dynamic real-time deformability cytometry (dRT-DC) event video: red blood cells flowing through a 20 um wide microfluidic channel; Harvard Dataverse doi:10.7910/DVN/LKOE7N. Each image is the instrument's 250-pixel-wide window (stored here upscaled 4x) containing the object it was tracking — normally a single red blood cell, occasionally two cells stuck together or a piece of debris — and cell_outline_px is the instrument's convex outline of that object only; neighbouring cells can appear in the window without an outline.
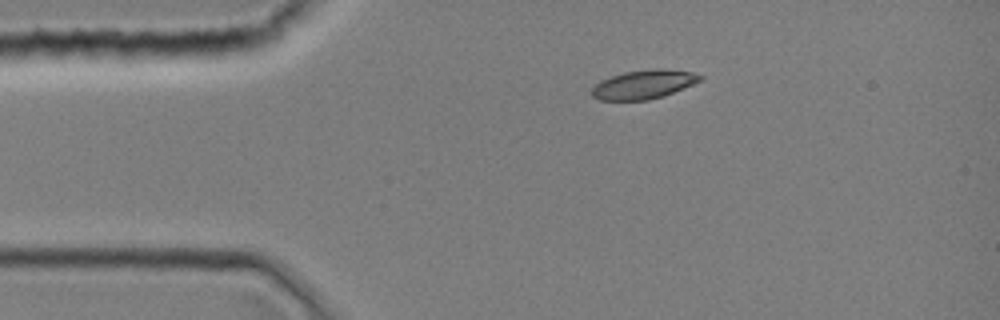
{"species": "common noctule bat (a hibernating species)", "species_latin": "Nyctalus noctula", "temperature_condition": "room temperature", "stored_images_in_passage": 1, "camera_frame_rate_fps": 3000, "um_per_image_px": 0.085, "animal": {"sex": "female", "body_mass_g": 19.0, "forearm_length_mm": 51.5}, "frame": {"image": 1, "passage_image": 1, "time_ms": 0.0, "image_size_px": [1000, 320], "cell_outline_px": [[704, 76], [700, 80], [692, 84], [664, 96], [648, 100], [600, 100], [592, 96], [592, 88], [600, 80], [624, 72], [656, 68], [660, 68], [696, 72]], "centroid_in_image_um": [54.72, 7.17], "position_along_channel_um": 30.3, "area_um2": 18.21}}